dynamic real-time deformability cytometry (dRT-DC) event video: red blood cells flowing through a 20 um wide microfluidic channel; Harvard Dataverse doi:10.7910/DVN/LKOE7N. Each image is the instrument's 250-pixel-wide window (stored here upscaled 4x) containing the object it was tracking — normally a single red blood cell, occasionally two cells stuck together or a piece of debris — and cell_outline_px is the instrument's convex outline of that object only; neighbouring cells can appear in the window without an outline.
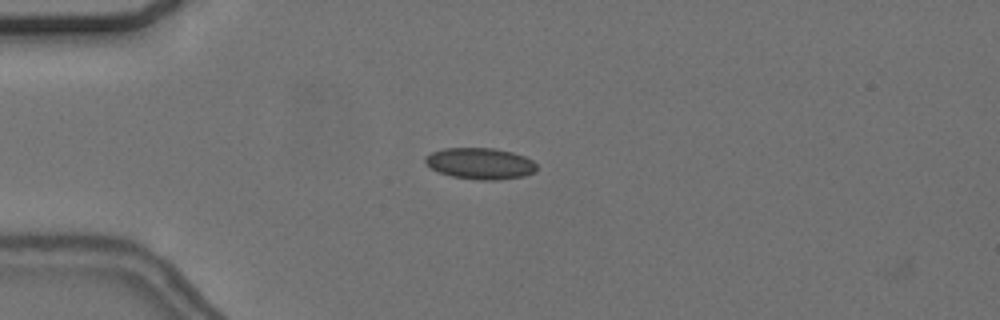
{"species": "common noctule bat (a hibernating species)", "species_latin": "Nyctalus noctula", "temperature_condition": "cold", "stored_images_in_passage": 46, "camera_frame_rate_fps": 3000, "um_per_image_px": 0.085, "animal": {"sex": "female", "body_mass_g": 24.6, "forearm_length_mm": 56.2}, "frame": {"image": 1, "passage_image": 4, "time_ms": 1.0, "image_size_px": [1000, 320], "cell_outline_px": [[536, 172], [524, 176], [496, 180], [480, 180], [452, 176], [440, 172], [424, 164], [424, 156], [432, 152], [444, 148], [492, 148], [512, 152], [524, 156], [532, 160], [536, 164]], "centroid_in_image_um": [40.81, 13.89], "position_along_channel_um": 44.2, "area_um2": 20.35}}
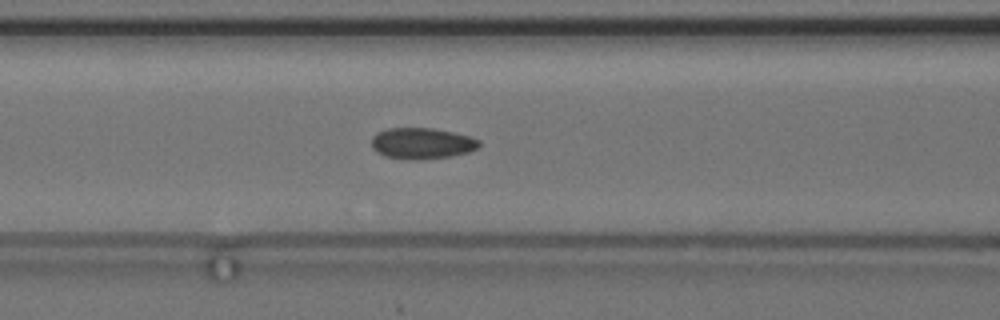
{"frame": {"image": 2, "passage_image": 13, "time_ms": 4.0, "image_size_px": [1000, 320], "cell_outline_px": [[480, 144], [476, 148], [468, 152], [452, 156], [416, 160], [408, 160], [384, 156], [376, 152], [372, 148], [372, 136], [376, 132], [388, 128], [432, 128], [452, 132], [468, 136], [480, 140]], "centroid_in_image_um": [35.82, 12.19], "position_along_channel_um": 130.8, "area_um2": 19.59}}
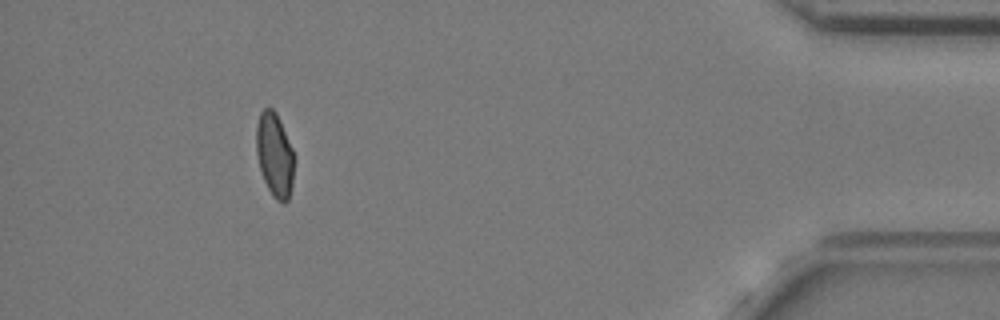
{"frame": {"image": 3, "passage_image": 41, "time_ms": 13.333, "image_size_px": [1000, 320], "cell_outline_px": [[292, 184], [288, 200], [284, 204], [276, 200], [272, 196], [264, 180], [260, 168], [256, 152], [256, 124], [260, 112], [264, 108], [272, 108], [276, 112], [292, 148]], "centroid_in_image_um": [23.31, 13.16], "position_along_channel_um": 411.9, "area_um2": 18.26}, "authors_computed_cell_mechanics": {"area_um2": 19.363, "velocity_mm_per_s": 3.6524, "shape_relaxation_time_tau1_ms": null, "shape_relaxation_time_tau2_ms": 1.9569, "deformation_change_tau1": null, "deformation_change_tau2": 0.0639}}